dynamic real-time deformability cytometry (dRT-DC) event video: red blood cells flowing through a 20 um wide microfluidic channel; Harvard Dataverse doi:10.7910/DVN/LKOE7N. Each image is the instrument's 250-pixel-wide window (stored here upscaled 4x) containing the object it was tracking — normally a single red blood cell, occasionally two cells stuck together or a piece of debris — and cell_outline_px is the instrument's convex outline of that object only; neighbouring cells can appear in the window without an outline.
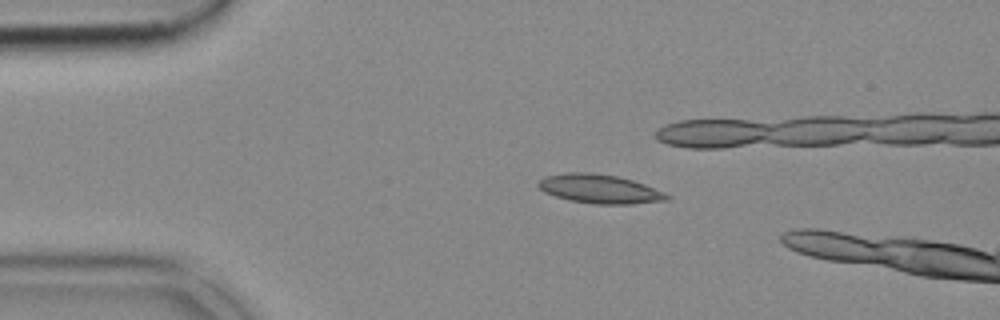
{"species": "common noctule bat (a hibernating species)", "species_latin": "Nyctalus noctula", "temperature_condition": "cold", "stored_images_in_passage": 6, "camera_frame_rate_fps": 3000, "um_per_image_px": 0.085, "animal": {"sex": "female", "body_mass_g": 18.4}, "frame": {"image": 1, "passage_image": 1, "time_ms": 0.0, "image_size_px": [1000, 320], "cell_outline_px": [[672, 196], [668, 200], [632, 204], [596, 204], [568, 200], [544, 192], [536, 184], [544, 176], [568, 172], [592, 172], [620, 176], [644, 184], [664, 192]], "centroid_in_image_um": [50.97, 16.05], "position_along_channel_um": 34.0, "area_um2": 21.85}}